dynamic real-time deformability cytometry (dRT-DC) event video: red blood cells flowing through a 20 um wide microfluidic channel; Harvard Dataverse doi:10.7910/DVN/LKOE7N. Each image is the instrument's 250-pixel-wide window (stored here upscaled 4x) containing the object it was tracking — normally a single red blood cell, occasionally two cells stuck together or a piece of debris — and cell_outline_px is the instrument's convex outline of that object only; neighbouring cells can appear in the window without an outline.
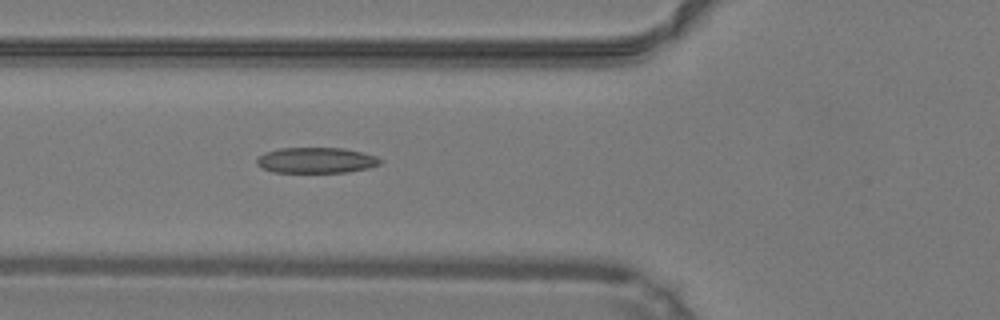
{"species": "common noctule bat (a hibernating species)", "species_latin": "Nyctalus noctula", "temperature_condition": "warm", "stored_images_in_passage": 37, "camera_frame_rate_fps": 3000, "um_per_image_px": 0.085, "animal": {"sex": "male", "body_mass_g": 19.2, "forearm_length_mm": 51.8}, "frame": {"image": 1, "passage_image": 7, "time_ms": 2.0, "image_size_px": [1000, 320], "cell_outline_px": [[384, 160], [380, 164], [368, 168], [348, 172], [272, 172], [256, 164], [256, 160], [264, 152], [280, 148], [344, 148], [376, 156]], "centroid_in_image_um": [26.89, 13.62], "position_along_channel_um": 98.9, "area_um2": 18.44}}
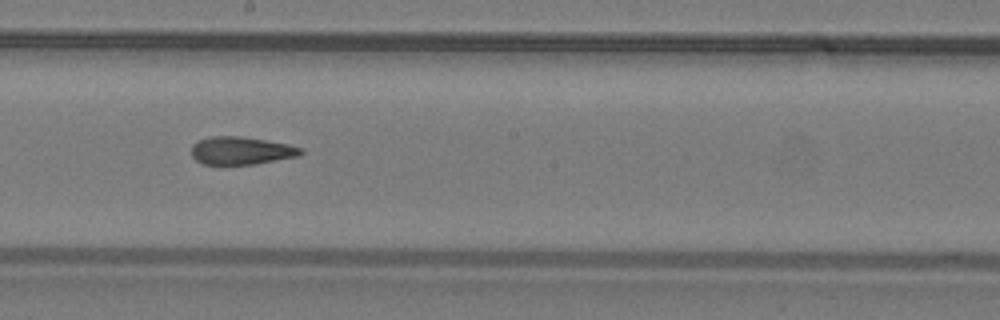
{"frame": {"image": 2, "passage_image": 16, "time_ms": 5.0, "image_size_px": [1000, 320], "cell_outline_px": [[304, 152], [296, 156], [256, 164], [204, 164], [196, 160], [192, 156], [192, 144], [200, 140], [212, 136], [240, 136], [288, 144], [300, 148]], "centroid_in_image_um": [20.47, 12.8], "position_along_channel_um": 227.7, "area_um2": 17.46}}
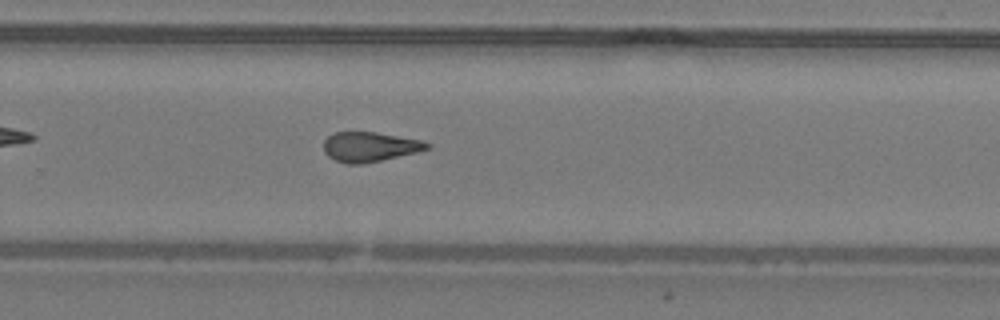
{"frame": {"image": 3, "passage_image": 21, "time_ms": 6.667, "image_size_px": [1000, 320], "cell_outline_px": [[432, 148], [420, 152], [360, 164], [348, 164], [336, 160], [328, 156], [324, 152], [324, 140], [328, 136], [336, 132], [376, 132], [420, 140], [432, 144]], "centroid_in_image_um": [31.46, 12.48], "position_along_channel_um": 298.3, "area_um2": 17.92}, "authors_computed_cell_mechanics": {"area_um2": 18.207, "velocity_mm_per_s": 4.2727, "shape_relaxation_time_tau1_ms": null, "shape_relaxation_time_tau2_ms": 3.5144, "deformation_change_tau1": null, "deformation_change_tau2": 0.1343}}